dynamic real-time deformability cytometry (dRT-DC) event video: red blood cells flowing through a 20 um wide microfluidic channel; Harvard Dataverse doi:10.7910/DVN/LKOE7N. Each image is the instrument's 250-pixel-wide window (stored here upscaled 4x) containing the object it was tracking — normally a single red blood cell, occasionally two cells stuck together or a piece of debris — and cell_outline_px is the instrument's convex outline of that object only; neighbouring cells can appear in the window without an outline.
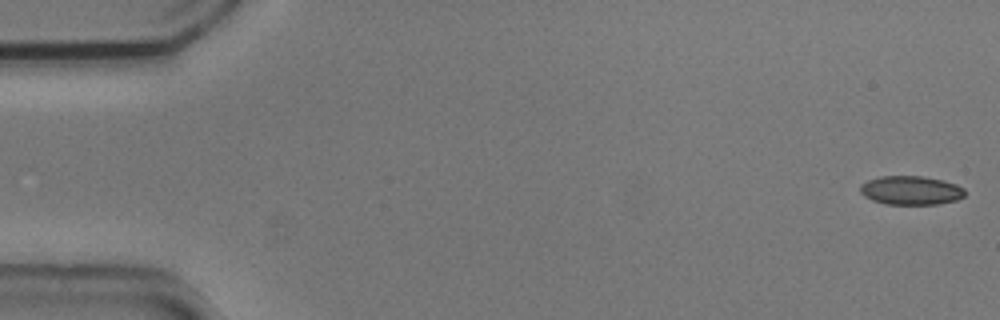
{"species": "common noctule bat (a hibernating species)", "species_latin": "Nyctalus noctula", "temperature_condition": "cold", "stored_images_in_passage": 5, "camera_frame_rate_fps": 3000, "um_per_image_px": 0.085, "animal": {"sex": "male", "body_mass_g": 20.5, "forearm_length_mm": 52.5}, "frame": {"image": 1, "passage_image": 1, "time_ms": 0.0, "image_size_px": [1000, 320], "cell_outline_px": [[964, 196], [956, 200], [936, 204], [888, 204], [872, 200], [864, 196], [860, 192], [860, 184], [868, 180], [880, 176], [924, 176], [944, 180], [956, 184], [964, 188]], "centroid_in_image_um": [77.42, 16.17], "position_along_channel_um": 7.6, "area_um2": 17.63}}
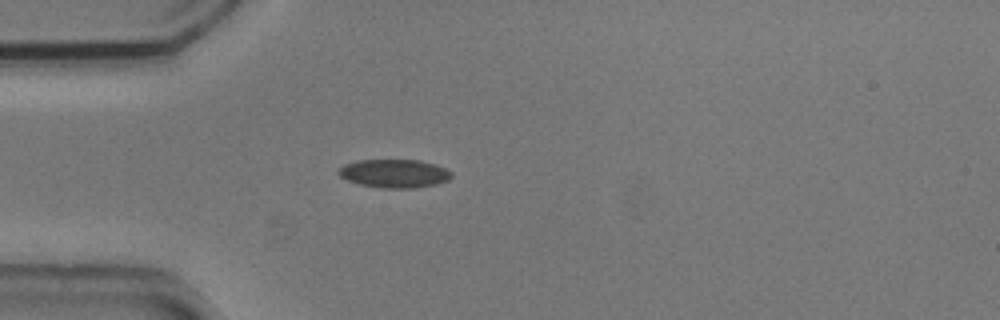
{"frame": {"image": 2, "passage_image": 5, "time_ms": 1.333, "image_size_px": [1000, 320], "cell_outline_px": [[452, 176], [448, 180], [436, 184], [412, 188], [380, 188], [360, 184], [348, 180], [340, 176], [336, 172], [344, 164], [356, 160], [420, 160], [436, 164], [452, 172]], "centroid_in_image_um": [33.51, 14.74], "position_along_channel_um": 51.5, "area_um2": 18.73}}